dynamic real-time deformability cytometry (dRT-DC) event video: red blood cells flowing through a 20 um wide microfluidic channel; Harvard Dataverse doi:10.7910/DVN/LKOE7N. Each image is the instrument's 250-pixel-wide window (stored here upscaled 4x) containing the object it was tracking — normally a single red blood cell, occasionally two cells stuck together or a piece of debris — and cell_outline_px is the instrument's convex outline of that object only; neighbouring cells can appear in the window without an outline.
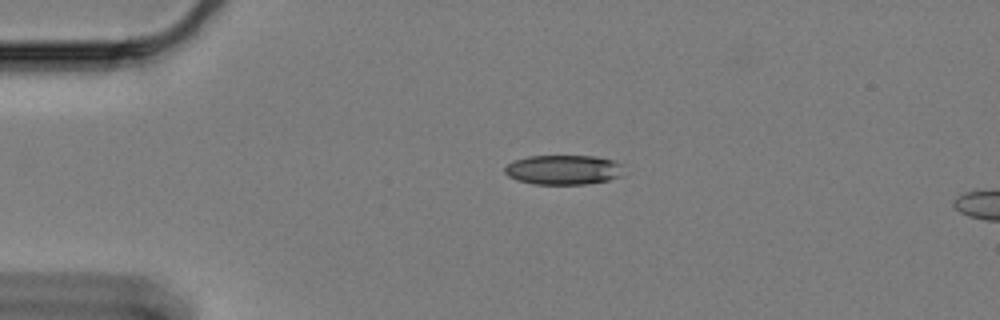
{"species": "Egyptian fruit bat (a non-hibernating species)", "species_latin": "Rousettus aegyptiacus", "temperature_condition": "cold", "stored_images_in_passage": 18, "camera_frame_rate_fps": 3000, "um_per_image_px": 0.085, "animal": {"sex": "female"}, "frame": {"image": 1, "passage_image": 13, "time_ms": 4.0, "image_size_px": [1000, 320], "cell_outline_px": [[624, 176], [608, 180], [584, 184], [532, 184], [516, 180], [508, 176], [504, 172], [504, 168], [508, 164], [516, 160], [528, 156], [596, 156], [612, 160], [620, 164]], "centroid_in_image_um": [47.88, 14.44], "position_along_channel_um": 37.1, "area_um2": 20.58}}